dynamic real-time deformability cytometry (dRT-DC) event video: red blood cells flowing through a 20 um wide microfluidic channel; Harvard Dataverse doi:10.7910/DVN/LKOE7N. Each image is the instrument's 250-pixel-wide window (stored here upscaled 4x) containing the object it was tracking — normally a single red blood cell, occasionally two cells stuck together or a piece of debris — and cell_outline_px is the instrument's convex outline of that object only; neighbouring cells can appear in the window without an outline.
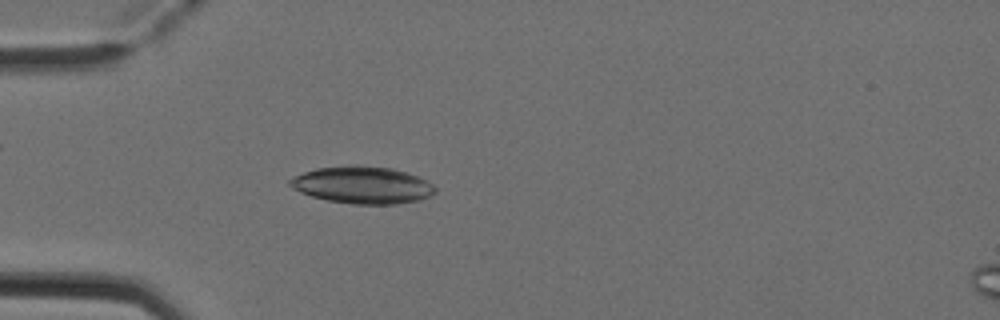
{"species": "Egyptian fruit bat (a non-hibernating species)", "species_latin": "Rousettus aegyptiacus", "temperature_condition": "cold", "stored_images_in_passage": 3, "camera_frame_rate_fps": 3000, "um_per_image_px": 0.085, "animal": {"sex": "female"}, "frame": {"image": 1, "passage_image": 3, "time_ms": 0.667, "image_size_px": [1000, 320], "cell_outline_px": [[436, 192], [420, 200], [396, 204], [352, 204], [328, 200], [312, 196], [300, 192], [292, 188], [288, 184], [288, 180], [292, 176], [316, 168], [352, 164], [360, 164], [392, 168], [416, 176], [432, 184], [436, 188]], "centroid_in_image_um": [30.76, 15.71], "position_along_channel_um": 54.2, "area_um2": 31.62}}